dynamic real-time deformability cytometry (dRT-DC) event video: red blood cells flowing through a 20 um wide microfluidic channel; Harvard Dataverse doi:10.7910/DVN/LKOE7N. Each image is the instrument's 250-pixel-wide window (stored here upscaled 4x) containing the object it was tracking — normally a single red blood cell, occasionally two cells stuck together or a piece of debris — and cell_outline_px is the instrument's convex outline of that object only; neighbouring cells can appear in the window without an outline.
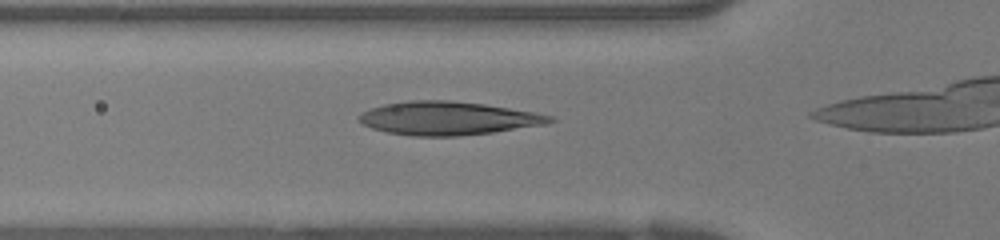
{"species": "human", "species_latin": "Homo sapiens", "temperature_condition": "warm", "stored_images_in_passage": 7, "camera_frame_rate_fps": 3000, "um_per_image_px": 0.085, "donor": {"sex": "female"}, "frame": {"image": 1, "passage_image": 3, "time_ms": 0.667, "image_size_px": [1000, 240], "cell_outline_px": [[556, 120], [548, 124], [492, 132], [460, 136], [412, 136], [388, 132], [372, 128], [360, 124], [356, 116], [360, 112], [384, 104], [412, 100], [448, 100], [484, 104], [532, 112], [552, 116]], "centroid_in_image_um": [38.03, 10.05], "position_along_channel_um": 87.8, "area_um2": 37.11}}
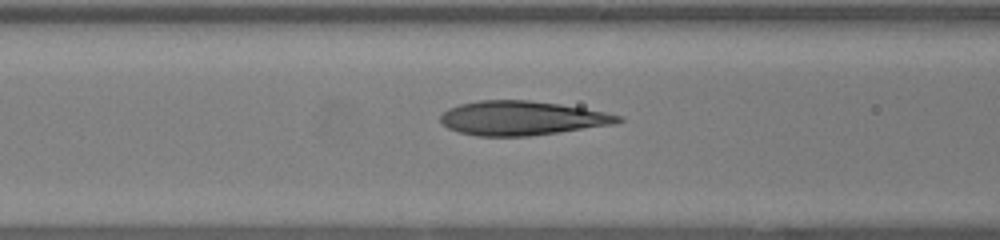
{"frame": {"image": 2, "passage_image": 5, "time_ms": 1.333, "image_size_px": [1000, 240], "cell_outline_px": [[624, 120], [616, 124], [560, 132], [528, 136], [480, 136], [460, 132], [448, 128], [440, 120], [440, 116], [448, 108], [460, 104], [480, 100], [528, 100], [560, 104], [584, 108], [624, 116]], "centroid_in_image_um": [44.4, 10.04], "position_along_channel_um": 122.2, "area_um2": 35.37}}